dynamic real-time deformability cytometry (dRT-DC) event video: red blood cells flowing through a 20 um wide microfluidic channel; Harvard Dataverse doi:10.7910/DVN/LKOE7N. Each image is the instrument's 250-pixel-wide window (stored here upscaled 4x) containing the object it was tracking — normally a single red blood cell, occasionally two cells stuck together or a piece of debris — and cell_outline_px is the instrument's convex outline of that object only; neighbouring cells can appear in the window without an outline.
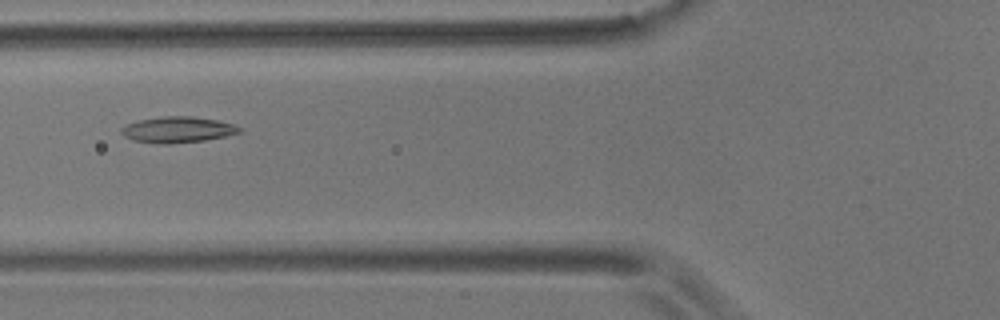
{"species": "common noctule bat (a hibernating species)", "species_latin": "Nyctalus noctula", "temperature_condition": "room temperature", "stored_images_in_passage": 15, "camera_frame_rate_fps": 3000, "um_per_image_px": 0.085, "animal": {"sex": "male", "body_mass_g": 17.9}, "frame": {"image": 1, "passage_image": 12, "time_ms": 3.667, "image_size_px": [1000, 320], "cell_outline_px": [[244, 132], [204, 140], [168, 144], [160, 144], [132, 140], [124, 136], [120, 132], [120, 128], [128, 124], [140, 120], [164, 116], [192, 116], [216, 120], [232, 124], [244, 128]], "centroid_in_image_um": [15.12, 11.02], "position_along_channel_um": 110.7, "area_um2": 17.86}}
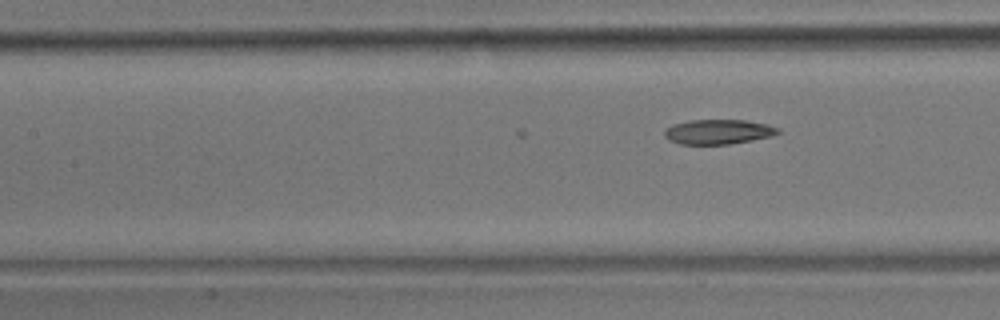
{"frame": {"image": 2, "passage_image": 15, "time_ms": 4.667, "image_size_px": [1000, 320], "cell_outline_px": [[780, 132], [772, 136], [752, 140], [728, 144], [680, 144], [668, 140], [664, 136], [664, 132], [672, 124], [688, 120], [744, 120], [768, 124], [780, 128]], "centroid_in_image_um": [61.05, 11.2], "position_along_channel_um": 146.3, "area_um2": 16.42}}